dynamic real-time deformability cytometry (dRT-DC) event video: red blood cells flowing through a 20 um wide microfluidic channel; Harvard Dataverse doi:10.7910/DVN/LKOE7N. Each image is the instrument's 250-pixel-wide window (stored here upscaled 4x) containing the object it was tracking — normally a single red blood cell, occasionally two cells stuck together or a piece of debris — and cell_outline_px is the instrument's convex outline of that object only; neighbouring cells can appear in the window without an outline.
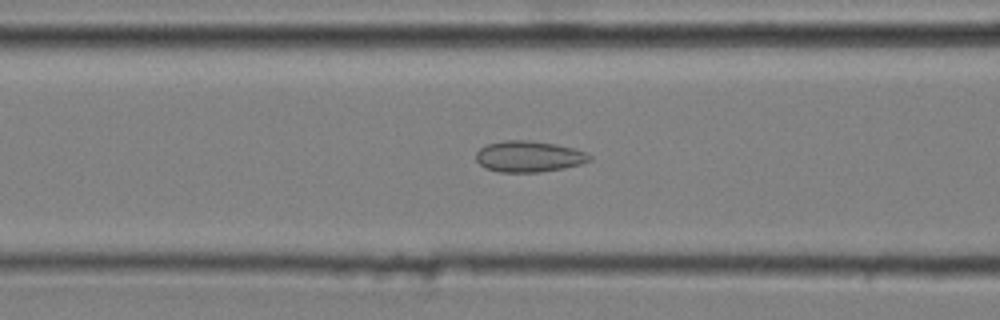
{"species": "common noctule bat (a hibernating species)", "species_latin": "Nyctalus noctula", "temperature_condition": "cold", "stored_images_in_passage": 52, "camera_frame_rate_fps": 3000, "um_per_image_px": 0.085, "animal": {"sex": "male", "body_mass_g": 20.4}, "frame": {"image": 1, "passage_image": 21, "time_ms": 6.667, "image_size_px": [1000, 320], "cell_outline_px": [[592, 160], [580, 164], [564, 168], [540, 172], [500, 172], [484, 168], [476, 160], [476, 152], [480, 148], [488, 144], [504, 140], [528, 140], [556, 144], [572, 148], [584, 152], [592, 156]], "centroid_in_image_um": [44.93, 13.3], "position_along_channel_um": 121.7, "area_um2": 20.58}}
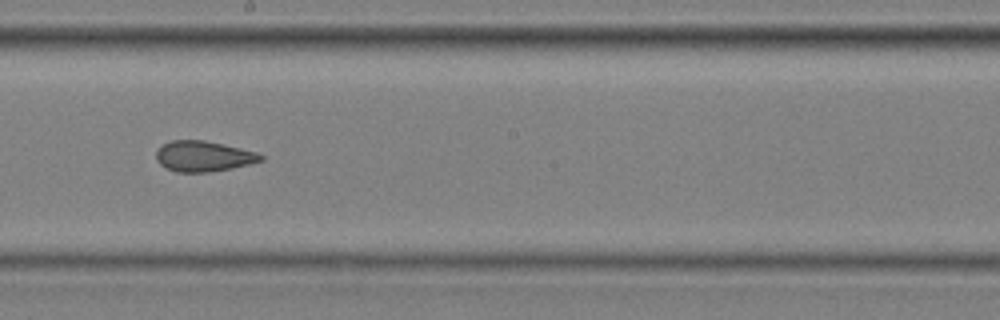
{"frame": {"image": 2, "passage_image": 30, "time_ms": 9.667, "image_size_px": [1000, 320], "cell_outline_px": [[264, 160], [232, 168], [208, 172], [176, 172], [160, 164], [156, 160], [156, 148], [160, 144], [172, 140], [204, 140], [224, 144], [256, 152], [264, 156]], "centroid_in_image_um": [17.26, 13.27], "position_along_channel_um": 230.9, "area_um2": 18.73}}
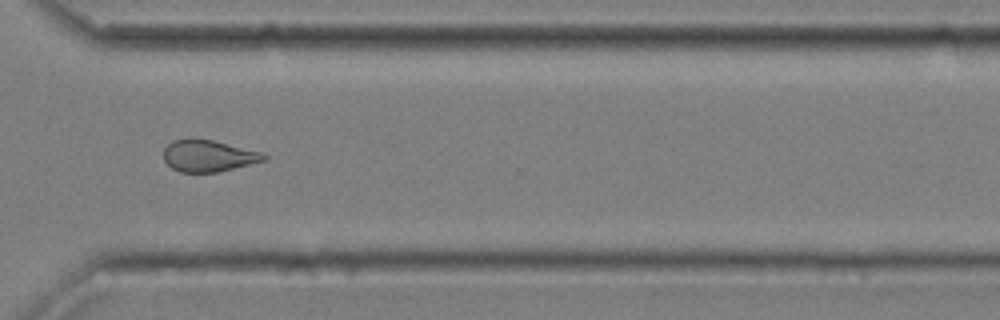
{"frame": {"image": 3, "passage_image": 40, "time_ms": 13.0, "image_size_px": [1000, 320], "cell_outline_px": [[268, 160], [216, 172], [180, 172], [172, 168], [164, 160], [164, 148], [172, 140], [188, 136], [192, 136], [212, 140], [260, 152], [268, 156]], "centroid_in_image_um": [17.67, 13.21], "position_along_channel_um": 352.9, "area_um2": 18.73}, "authors_computed_cell_mechanics": {"area_um2": 19.7676, "velocity_mm_per_s": 3.6509, "shape_relaxation_time_tau1_ms": null, "shape_relaxation_time_tau2_ms": 2.4936, "deformation_change_tau1": null, "deformation_change_tau2": 0.101}}